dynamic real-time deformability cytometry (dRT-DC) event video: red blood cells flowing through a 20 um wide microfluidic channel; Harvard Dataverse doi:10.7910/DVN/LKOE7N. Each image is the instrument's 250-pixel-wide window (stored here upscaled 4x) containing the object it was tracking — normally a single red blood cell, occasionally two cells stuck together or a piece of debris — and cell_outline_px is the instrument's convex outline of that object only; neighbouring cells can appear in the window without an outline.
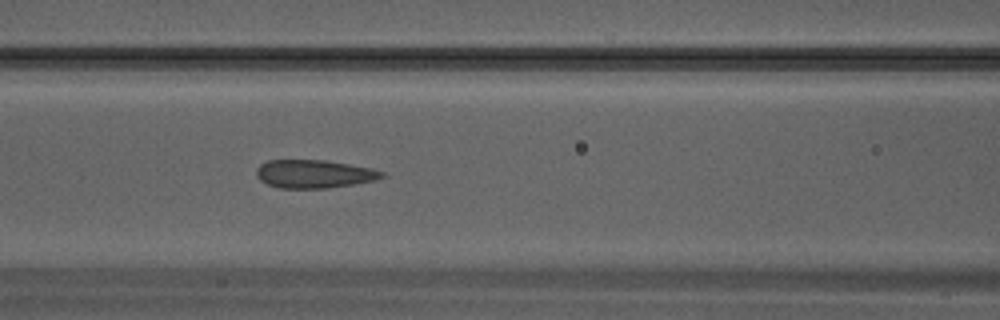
{"species": "Egyptian fruit bat (a non-hibernating species)", "species_latin": "Rousettus aegyptiacus", "temperature_condition": "warm", "stored_images_in_passage": 14, "camera_frame_rate_fps": 3000, "um_per_image_px": 0.085, "animal": {"sex": "male"}, "frame": {"image": 1, "passage_image": 12, "time_ms": 3.667, "image_size_px": [1000, 320], "cell_outline_px": [[388, 176], [376, 180], [328, 188], [280, 188], [268, 184], [260, 180], [256, 176], [256, 168], [260, 164], [268, 160], [324, 160], [372, 168], [384, 172]], "centroid_in_image_um": [26.71, 14.78], "position_along_channel_um": 139.9, "area_um2": 20.69}}